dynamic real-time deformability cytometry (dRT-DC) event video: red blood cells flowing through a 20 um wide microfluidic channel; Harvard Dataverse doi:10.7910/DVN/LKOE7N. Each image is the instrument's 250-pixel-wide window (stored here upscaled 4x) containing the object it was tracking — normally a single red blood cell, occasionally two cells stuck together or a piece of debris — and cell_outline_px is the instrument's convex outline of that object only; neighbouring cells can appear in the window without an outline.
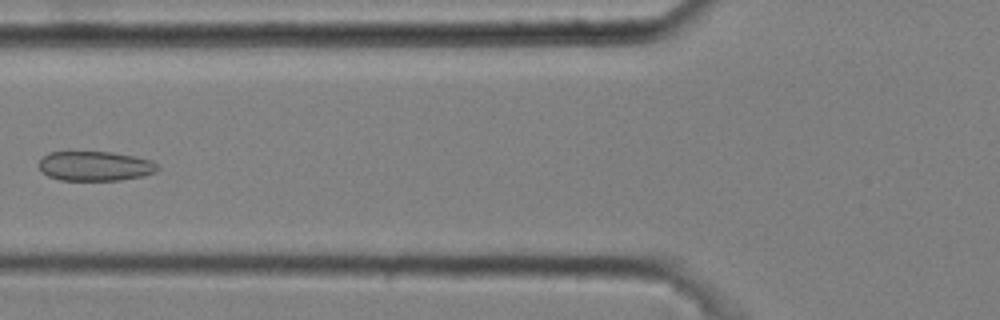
{"species": "common noctule bat (a hibernating species)", "species_latin": "Nyctalus noctula", "temperature_condition": "cold", "stored_images_in_passage": 7, "camera_frame_rate_fps": 3000, "um_per_image_px": 0.085, "animal": {"sex": "male", "body_mass_g": 20.4}, "frame": {"image": 1, "passage_image": 6, "time_ms": 1.667, "image_size_px": [1000, 320], "cell_outline_px": [[160, 168], [156, 172], [144, 176], [120, 180], [60, 180], [48, 176], [40, 172], [40, 160], [48, 152], [112, 152], [152, 160]], "centroid_in_image_um": [8.09, 14.12], "position_along_channel_um": 117.7, "area_um2": 20.52}}
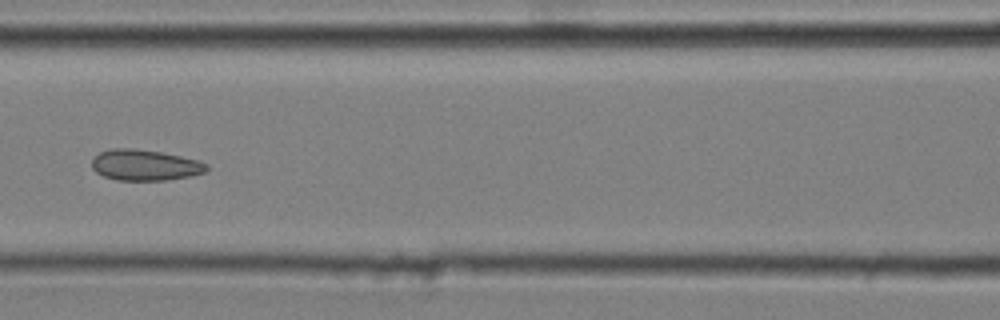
{"frame": {"image": 2, "passage_image": 7, "time_ms": 2.0, "image_size_px": [1000, 320], "cell_outline_px": [[208, 168], [204, 172], [192, 176], [164, 180], [116, 180], [104, 176], [96, 172], [92, 168], [92, 156], [100, 152], [112, 148], [136, 148], [160, 152], [200, 160], [208, 164]], "centroid_in_image_um": [12.31, 14.02], "position_along_channel_um": 154.3, "area_um2": 20.81}}